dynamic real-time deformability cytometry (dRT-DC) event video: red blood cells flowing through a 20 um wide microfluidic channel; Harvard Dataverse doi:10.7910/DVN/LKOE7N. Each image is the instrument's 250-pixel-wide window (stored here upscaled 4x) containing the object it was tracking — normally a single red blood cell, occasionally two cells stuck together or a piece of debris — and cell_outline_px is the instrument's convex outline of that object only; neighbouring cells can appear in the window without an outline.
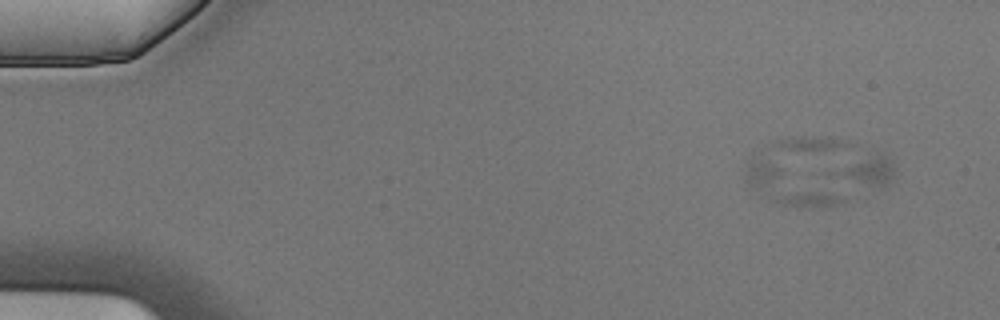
{"species": "Egyptian fruit bat (a non-hibernating species)", "species_latin": "Rousettus aegyptiacus", "temperature_condition": "cold", "stored_images_in_passage": 8, "segment_of_instrument_passage": [1, 2], "camera_frame_rate_fps": 3000, "um_per_image_px": 0.085, "animal": {"sex": "male"}, "frame": {"image": 1, "passage_image": 2, "time_ms": 0.333, "image_size_px": [1000, 320], "cell_outline_px": [[892, 176], [884, 188], [880, 188], [828, 176], [820, 172], [876, 152], [884, 152], [892, 160]], "centroid_in_image_um": [73.54, 14.48], "position_along_channel_um": 11.5, "area_um2": 11.04}}